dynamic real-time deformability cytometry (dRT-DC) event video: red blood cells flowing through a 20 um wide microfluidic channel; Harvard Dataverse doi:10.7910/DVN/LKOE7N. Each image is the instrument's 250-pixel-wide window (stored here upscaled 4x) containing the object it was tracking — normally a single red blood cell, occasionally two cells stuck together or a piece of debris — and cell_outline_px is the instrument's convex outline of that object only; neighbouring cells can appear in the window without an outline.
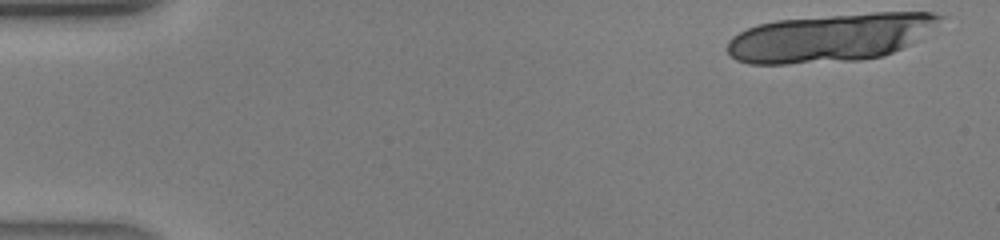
{"species": "human", "species_latin": "Homo sapiens", "temperature_condition": "warm", "stored_images_in_passage": 12, "camera_frame_rate_fps": 3000, "um_per_image_px": 0.085, "donor": {"sex": "male"}, "frame": {"image": 1, "passage_image": 1, "time_ms": 0.0, "image_size_px": [1000, 240], "cell_outline_px": [[948, 16], [908, 44], [884, 56], [860, 60], [784, 64], [748, 64], [736, 60], [728, 52], [728, 40], [732, 36], [748, 28], [760, 24], [776, 20], [872, 12], [932, 12]], "centroid_in_image_um": [70.55, 3.19], "position_along_channel_um": 14.4, "area_um2": 59.19}}
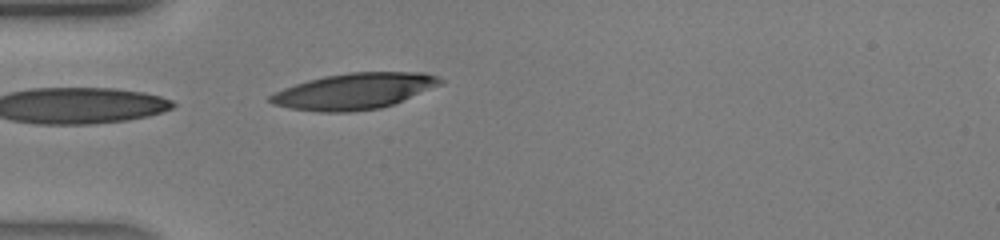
{"frame": {"image": 2, "passage_image": 12, "time_ms": 3.667, "image_size_px": [1000, 240], "cell_outline_px": [[444, 80], [440, 84], [392, 104], [380, 108], [352, 112], [320, 112], [292, 108], [272, 104], [268, 100], [268, 96], [284, 88], [308, 80], [324, 76], [352, 72], [424, 72], [436, 76]], "centroid_in_image_um": [30.07, 7.75], "position_along_channel_um": 54.9, "area_um2": 35.26}}